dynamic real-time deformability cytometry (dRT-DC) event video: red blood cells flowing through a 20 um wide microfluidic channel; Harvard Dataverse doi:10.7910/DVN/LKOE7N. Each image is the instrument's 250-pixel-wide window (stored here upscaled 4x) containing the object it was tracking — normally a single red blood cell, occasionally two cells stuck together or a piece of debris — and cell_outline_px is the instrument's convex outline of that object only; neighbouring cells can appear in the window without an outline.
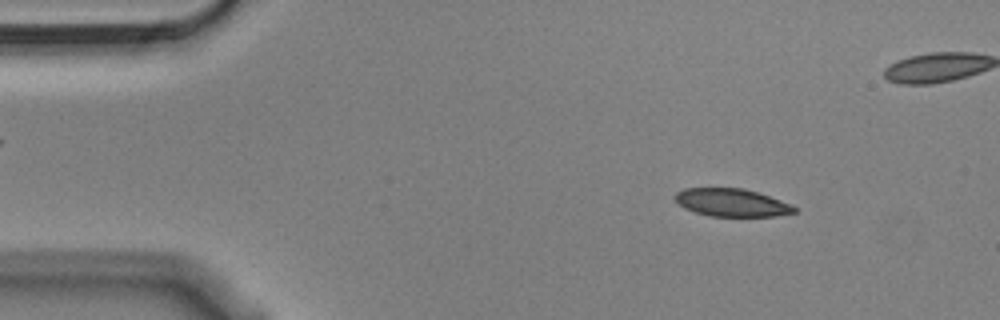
{"species": "Egyptian fruit bat (a non-hibernating species)", "species_latin": "Rousettus aegyptiacus", "temperature_condition": "cold", "stored_images_in_passage": 55, "camera_frame_rate_fps": 3000, "um_per_image_px": 0.085, "animal": {"sex": "male"}, "frame": {"image": 1, "passage_image": 7, "time_ms": 2.0, "image_size_px": [1000, 320], "cell_outline_px": [[796, 212], [776, 216], [708, 216], [684, 208], [672, 196], [676, 192], [684, 188], [744, 188], [780, 200], [796, 208]], "centroid_in_image_um": [62.15, 17.22], "position_along_channel_um": 22.9, "area_um2": 19.19}}
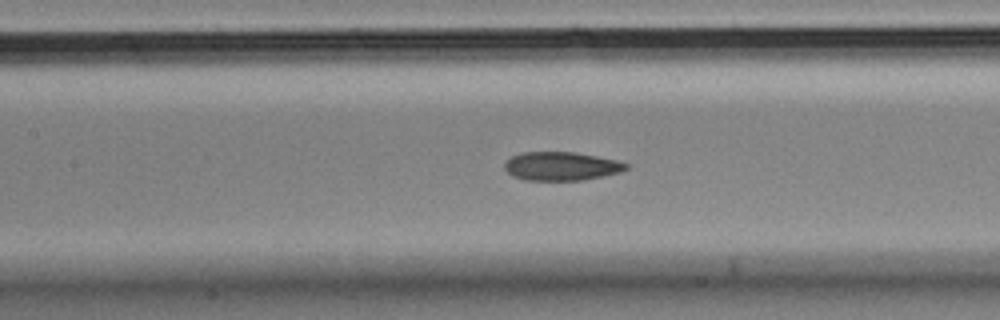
{"frame": {"image": 2, "passage_image": 24, "time_ms": 7.667, "image_size_px": [1000, 320], "cell_outline_px": [[628, 168], [620, 172], [604, 176], [584, 180], [524, 180], [512, 176], [504, 168], [504, 164], [512, 156], [524, 152], [576, 152], [616, 160], [628, 164]], "centroid_in_image_um": [47.71, 14.13], "position_along_channel_um": 159.7, "area_um2": 20.23}}
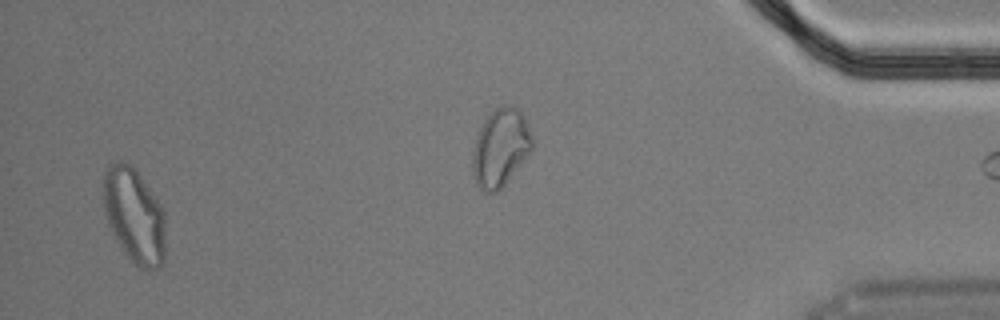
{"frame": {"image": 3, "passage_image": 53, "time_ms": 17.333, "image_size_px": [1000, 320], "cell_outline_px": [[164, 264], [160, 268], [140, 268], [124, 252], [116, 240], [108, 224], [104, 212], [100, 188], [104, 172], [108, 164], [112, 160], [124, 160], [132, 164], [144, 180], [160, 204], [164, 212]], "centroid_in_image_um": [11.35, 18.23], "position_along_channel_um": 423.8, "area_um2": 35.08}, "authors_computed_cell_mechanics": {"area_um2": 21.3282, "velocity_mm_per_s": 3.6148, "shape_relaxation_time_tau1_ms": 7.6619, "shape_relaxation_time_tau2_ms": 2.7139, "deformation_change_tau1": 0.164, "deformation_change_tau2": 0.0829}}